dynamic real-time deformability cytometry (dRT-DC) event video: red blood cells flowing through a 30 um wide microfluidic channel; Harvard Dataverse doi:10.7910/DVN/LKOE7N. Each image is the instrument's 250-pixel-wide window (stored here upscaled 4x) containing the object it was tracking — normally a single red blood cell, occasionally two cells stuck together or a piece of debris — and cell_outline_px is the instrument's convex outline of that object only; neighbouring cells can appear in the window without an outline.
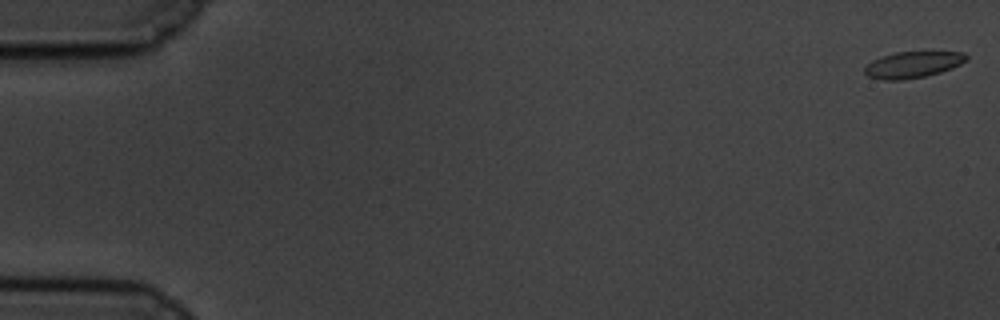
{"species": "common noctule bat (a hibernating species)", "species_latin": "Nyctalus noctula", "temperature_condition": "cold", "stored_images_in_passage": 60, "camera_frame_rate_fps": 3000, "um_per_image_px": 0.085, "animal": {"sex": "male", "body_mass_g": 19.5, "forearm_length_mm": 54.6}, "frame": {"image": 1, "passage_image": 1, "time_ms": 0.0, "image_size_px": [1000, 320], "cell_outline_px": [[968, 60], [952, 68], [940, 72], [924, 76], [904, 80], [884, 80], [868, 76], [864, 72], [864, 68], [872, 60], [880, 56], [896, 52], [964, 52], [968, 56]], "centroid_in_image_um": [77.58, 5.49], "position_along_channel_um": 7.4, "area_um2": 15.61}}
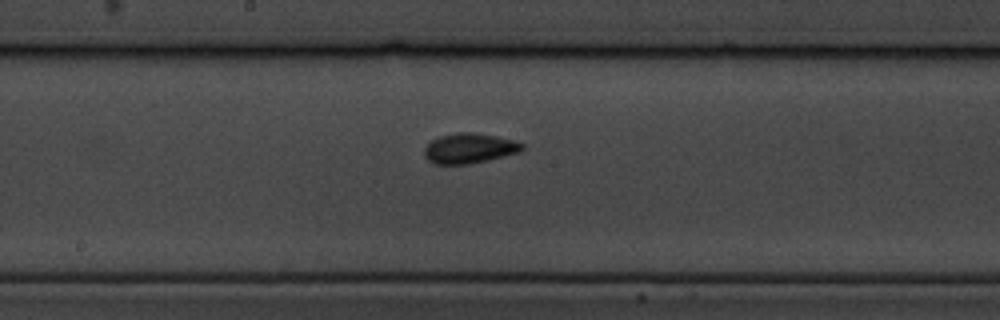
{"frame": {"image": 2, "passage_image": 32, "time_ms": 10.333, "image_size_px": [1000, 320], "cell_outline_px": [[524, 148], [520, 152], [488, 160], [468, 164], [436, 164], [428, 160], [424, 156], [424, 148], [432, 140], [440, 136], [460, 132], [476, 132], [516, 140], [524, 144]], "centroid_in_image_um": [39.92, 12.6], "position_along_channel_um": 208.3, "area_um2": 17.22}}
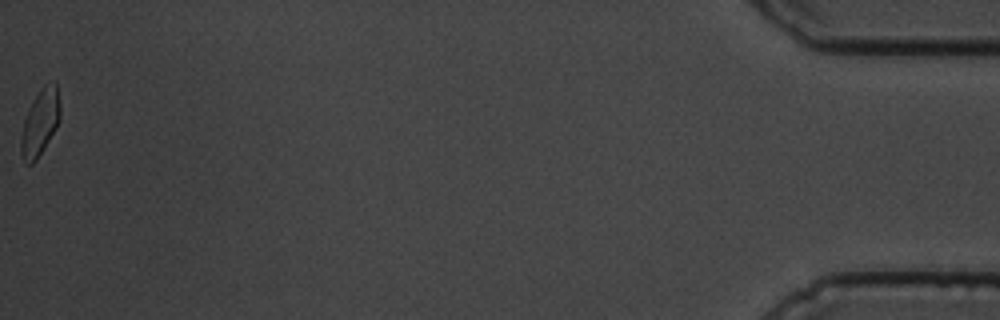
{"frame": {"image": 3, "passage_image": 60, "time_ms": 19.667, "image_size_px": [1000, 320], "cell_outline_px": [[60, 116], [56, 128], [36, 160], [32, 164], [28, 164], [24, 160], [20, 152], [20, 140], [24, 120], [28, 108], [40, 88], [44, 84], [56, 80], [60, 104]], "centroid_in_image_um": [3.41, 10.36], "position_along_channel_um": 431.8, "area_um2": 15.14}, "authors_computed_cell_mechanics": {"area_um2": 16.1551, "velocity_mm_per_s": 3.4034, "shape_relaxation_time_tau1_ms": 6.5527, "shape_relaxation_time_tau2_ms": 1.7536, "deformation_change_tau1": 0.1179, "deformation_change_tau2": 0.0569}}